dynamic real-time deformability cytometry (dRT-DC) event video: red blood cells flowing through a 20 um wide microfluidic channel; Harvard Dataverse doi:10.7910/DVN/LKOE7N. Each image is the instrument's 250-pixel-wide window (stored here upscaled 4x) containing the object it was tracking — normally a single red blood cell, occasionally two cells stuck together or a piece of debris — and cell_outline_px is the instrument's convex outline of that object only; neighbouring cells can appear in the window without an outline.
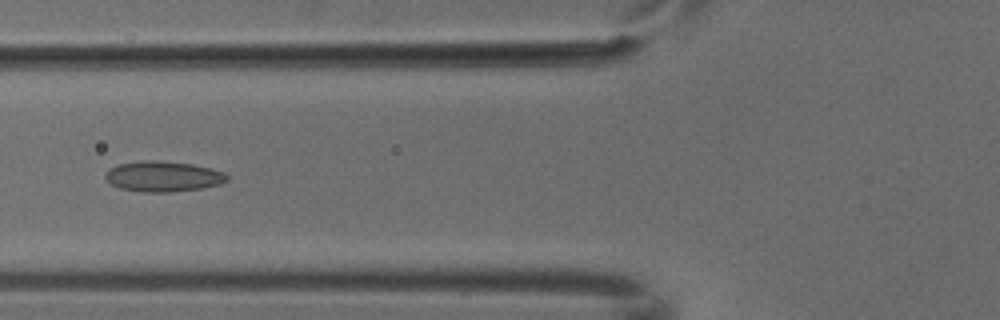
{"species": "common noctule bat (a hibernating species)", "species_latin": "Nyctalus noctula", "temperature_condition": "cold", "stored_images_in_passage": 6, "camera_frame_rate_fps": 3000, "um_per_image_px": 0.085, "animal": {"sex": "male", "body_mass_g": 18.8}, "frame": {"image": 1, "passage_image": 6, "time_ms": 1.667, "image_size_px": [1000, 320], "cell_outline_px": [[228, 180], [220, 184], [200, 188], [168, 192], [144, 192], [120, 188], [112, 184], [104, 176], [108, 168], [116, 164], [144, 160], [152, 160], [192, 164], [212, 168], [224, 172], [228, 176]], "centroid_in_image_um": [13.85, 14.98], "position_along_channel_um": 111.9, "area_um2": 21.56}}